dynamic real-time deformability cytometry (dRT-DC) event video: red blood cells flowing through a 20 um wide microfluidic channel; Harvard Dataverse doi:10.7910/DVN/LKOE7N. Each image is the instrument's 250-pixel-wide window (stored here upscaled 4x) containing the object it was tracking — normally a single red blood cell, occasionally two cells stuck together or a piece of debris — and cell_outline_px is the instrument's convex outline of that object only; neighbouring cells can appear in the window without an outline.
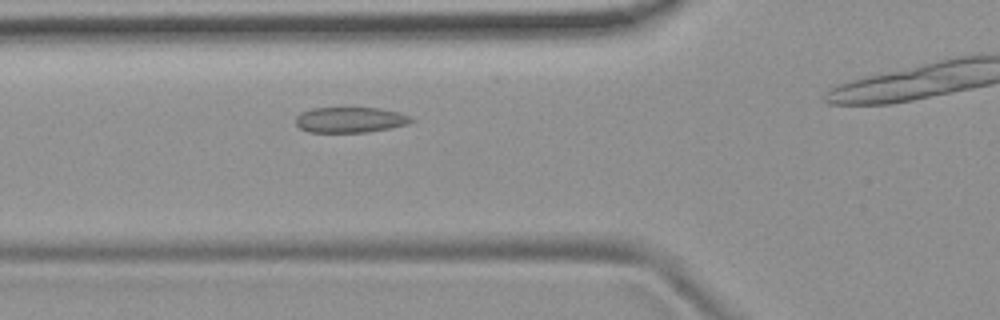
{"species": "common noctule bat (a hibernating species)", "species_latin": "Nyctalus noctula", "temperature_condition": "room temperature", "stored_images_in_passage": 4, "camera_frame_rate_fps": 3000, "um_per_image_px": 0.085, "animal": {"sex": "female", "body_mass_g": 19.9}, "frame": {"image": 1, "passage_image": 3, "time_ms": 3.0, "image_size_px": [1000, 320], "cell_outline_px": [[416, 120], [408, 124], [392, 128], [368, 132], [308, 132], [300, 128], [296, 124], [296, 116], [300, 112], [312, 108], [380, 108], [400, 112], [412, 116]], "centroid_in_image_um": [29.81, 10.18], "position_along_channel_um": 96.0, "area_um2": 17.46}}